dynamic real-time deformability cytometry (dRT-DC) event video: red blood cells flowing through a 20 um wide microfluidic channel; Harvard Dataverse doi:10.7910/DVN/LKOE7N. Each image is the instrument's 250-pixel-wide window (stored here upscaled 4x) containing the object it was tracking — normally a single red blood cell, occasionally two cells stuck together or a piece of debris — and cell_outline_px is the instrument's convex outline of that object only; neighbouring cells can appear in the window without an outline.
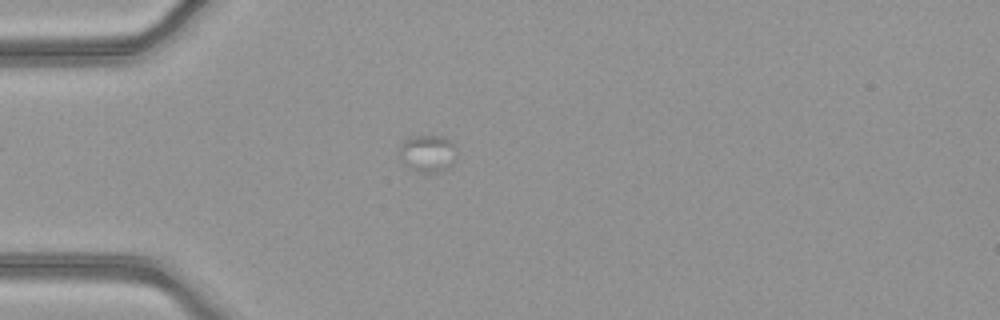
{"species": "common noctule bat (a hibernating species)", "species_latin": "Nyctalus noctula", "temperature_condition": "warm", "stored_images_in_passage": 8, "camera_frame_rate_fps": 3000, "um_per_image_px": 0.085, "animal": {"sex": "female", "body_mass_g": 21.9}, "frame": {"image": 1, "passage_image": 4, "time_ms": 1.0, "image_size_px": [1000, 320], "cell_outline_px": [[456, 160], [444, 172], [416, 172], [408, 168], [404, 164], [400, 152], [400, 148], [404, 140], [412, 136], [444, 136], [456, 148]], "centroid_in_image_um": [36.38, 13.06], "position_along_channel_um": 48.6, "area_um2": 12.48}}